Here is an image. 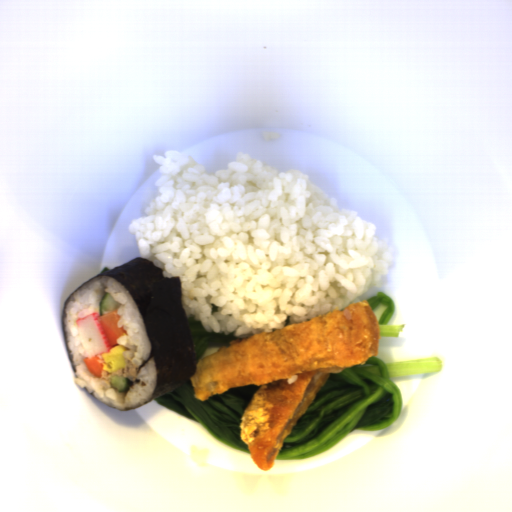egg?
I'll list each match as a JSON object with an SVG mask.
<instances>
[{
  "label": "egg",
  "instance_id": "egg-1",
  "mask_svg": "<svg viewBox=\"0 0 512 512\" xmlns=\"http://www.w3.org/2000/svg\"><path fill=\"white\" fill-rule=\"evenodd\" d=\"M124 345H117L115 347L110 348L106 353H102L104 358L102 371H107L108 374L118 372L119 370H123L127 365L126 360L124 358V352L127 351Z\"/></svg>",
  "mask_w": 512,
  "mask_h": 512
}]
</instances>
